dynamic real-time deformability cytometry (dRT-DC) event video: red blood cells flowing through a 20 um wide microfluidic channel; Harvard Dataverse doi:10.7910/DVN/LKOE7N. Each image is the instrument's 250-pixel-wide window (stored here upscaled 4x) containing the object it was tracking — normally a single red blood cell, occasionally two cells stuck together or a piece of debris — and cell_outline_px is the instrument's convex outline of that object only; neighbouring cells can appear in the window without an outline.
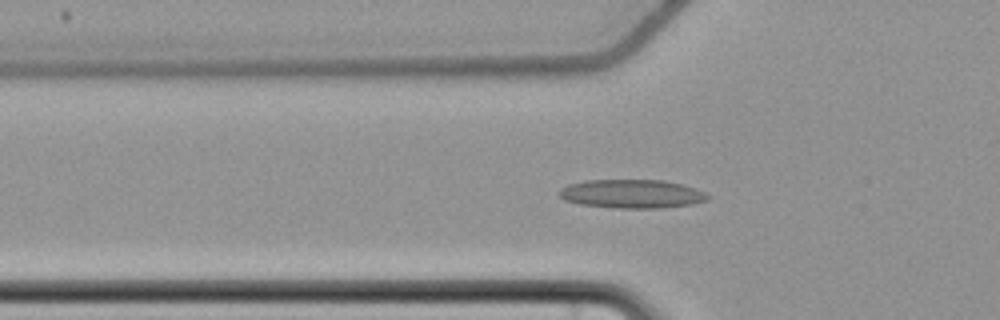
{"species": "common noctule bat (a hibernating species)", "species_latin": "Nyctalus noctula", "temperature_condition": "cold", "stored_images_in_passage": 41, "camera_frame_rate_fps": 3000, "um_per_image_px": 0.085, "animal": {"sex": "female", "body_mass_g": 22.7, "forearm_length_mm": 54.2}, "frame": {"image": 1, "passage_image": 4, "time_ms": 1.0, "image_size_px": [1000, 320], "cell_outline_px": [[712, 196], [708, 200], [692, 204], [660, 208], [616, 208], [580, 204], [564, 200], [556, 192], [560, 188], [568, 184], [584, 180], [664, 180], [680, 184], [704, 192]], "centroid_in_image_um": [53.67, 16.48], "position_along_channel_um": 72.1, "area_um2": 24.91}}
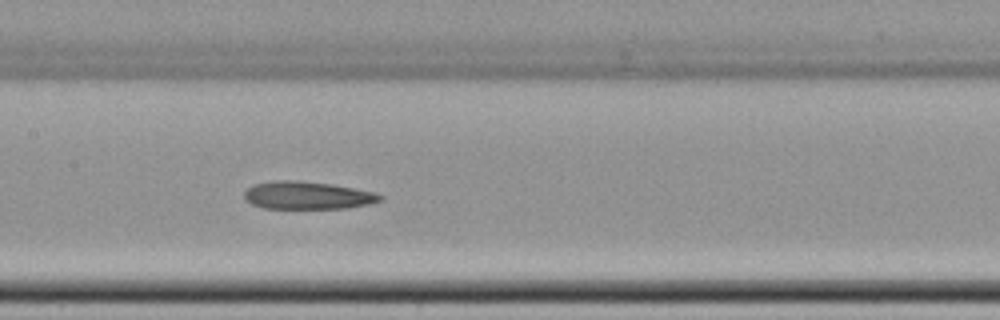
{"frame": {"image": 2, "passage_image": 13, "time_ms": 4.0, "image_size_px": [1000, 320], "cell_outline_px": [[384, 200], [368, 204], [348, 208], [264, 208], [252, 204], [244, 200], [244, 192], [252, 184], [272, 180], [300, 180], [332, 184], [376, 192], [384, 196]], "centroid_in_image_um": [26.13, 16.59], "position_along_channel_um": 181.3, "area_um2": 22.25}}
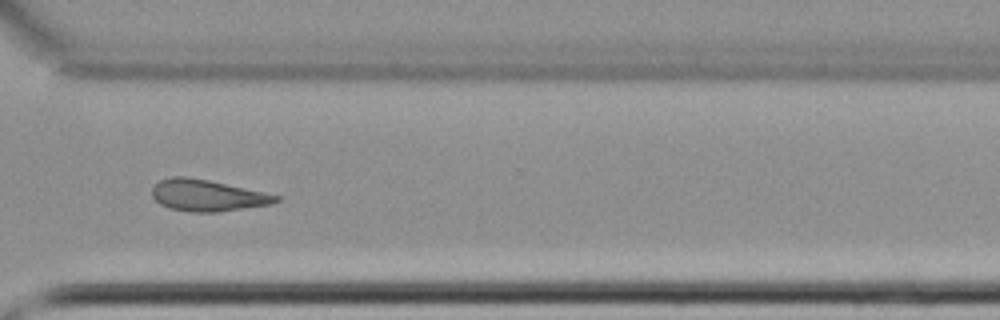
{"frame": {"image": 3, "passage_image": 27, "time_ms": 8.667, "image_size_px": [1000, 320], "cell_outline_px": [[280, 200], [272, 204], [216, 212], [188, 212], [168, 208], [160, 204], [152, 196], [152, 188], [160, 180], [172, 176], [188, 176], [208, 180], [264, 192], [280, 196]], "centroid_in_image_um": [17.6, 16.61], "position_along_channel_um": 353.0, "area_um2": 22.72}, "authors_computed_cell_mechanics": {"area_um2": 22.831, "velocity_mm_per_s": 3.6665, "shape_relaxation_time_tau1_ms": null, "shape_relaxation_time_tau2_ms": 6.4324, "deformation_change_tau1": null, "deformation_change_tau2": 0.1344}}